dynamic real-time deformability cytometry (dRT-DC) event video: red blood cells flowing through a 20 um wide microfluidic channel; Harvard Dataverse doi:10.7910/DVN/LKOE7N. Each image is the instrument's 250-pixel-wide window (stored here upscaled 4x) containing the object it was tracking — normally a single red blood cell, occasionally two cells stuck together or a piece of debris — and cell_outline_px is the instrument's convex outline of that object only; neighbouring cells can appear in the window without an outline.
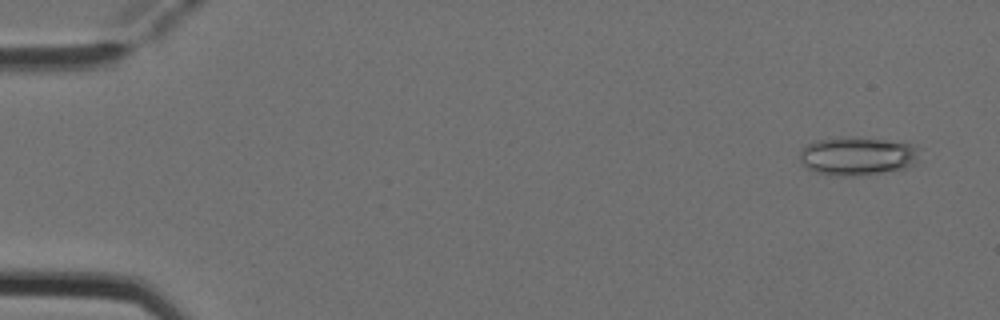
{"species": "Egyptian fruit bat (a non-hibernating species)", "species_latin": "Rousettus aegyptiacus", "temperature_condition": "cold", "stored_images_in_passage": 8, "camera_frame_rate_fps": 3000, "um_per_image_px": 0.085, "animal": {"sex": "female"}, "frame": {"image": 1, "passage_image": 1, "time_ms": 0.0, "image_size_px": [1000, 320], "cell_outline_px": [[924, 148], [912, 164], [904, 168], [856, 176], [832, 176], [816, 172], [808, 168], [800, 160], [800, 152], [808, 144], [816, 140], [884, 140], [912, 144]], "centroid_in_image_um": [72.92, 13.31], "position_along_channel_um": 12.1, "area_um2": 25.78}}
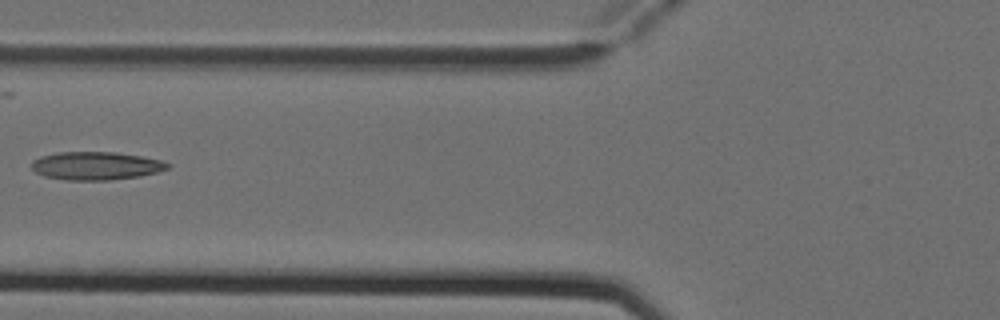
{"frame": {"image": 2, "passage_image": 6, "time_ms": 1.667, "image_size_px": [1000, 320], "cell_outline_px": [[172, 164], [168, 168], [156, 172], [140, 176], [108, 180], [64, 180], [44, 176], [36, 172], [32, 168], [32, 160], [40, 156], [60, 152], [116, 152], [140, 156], [160, 160]], "centroid_in_image_um": [8.14, 14.09], "position_along_channel_um": 117.7, "area_um2": 22.25}}
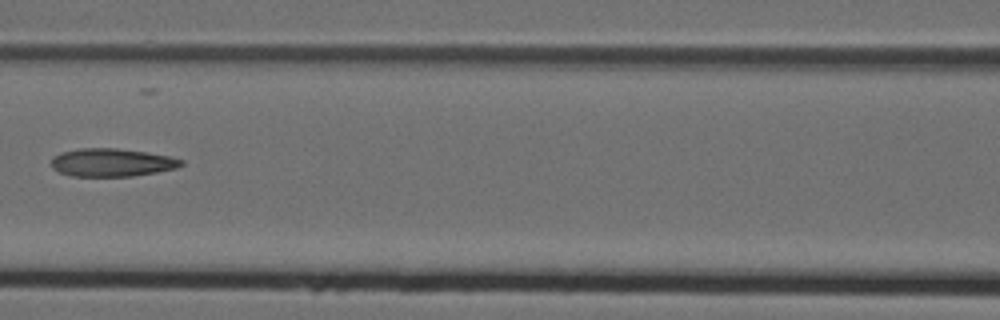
{"frame": {"image": 3, "passage_image": 7, "time_ms": 2.0, "image_size_px": [1000, 320], "cell_outline_px": [[184, 164], [176, 168], [156, 172], [132, 176], [72, 176], [60, 172], [52, 168], [52, 156], [60, 152], [80, 148], [116, 148], [144, 152], [168, 156], [184, 160]], "centroid_in_image_um": [9.48, 13.81], "position_along_channel_um": 157.1, "area_um2": 21.15}}